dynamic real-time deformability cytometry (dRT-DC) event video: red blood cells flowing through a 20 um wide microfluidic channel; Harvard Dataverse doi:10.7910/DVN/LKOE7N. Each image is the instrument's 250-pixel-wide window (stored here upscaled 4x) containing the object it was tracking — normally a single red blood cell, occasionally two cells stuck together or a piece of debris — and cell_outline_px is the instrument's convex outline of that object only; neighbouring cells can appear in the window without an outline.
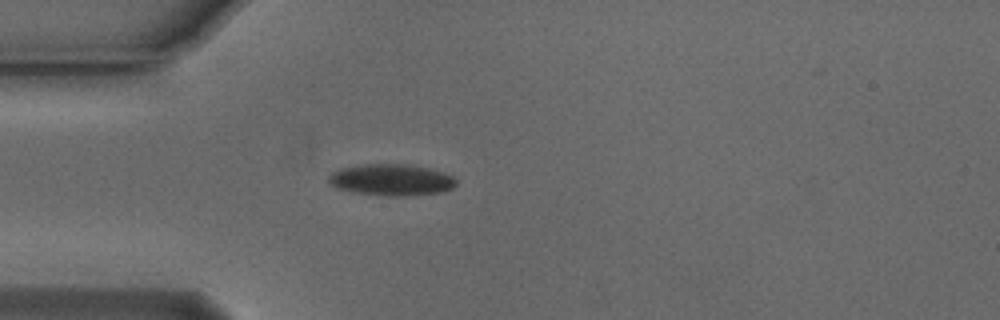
{"species": "Egyptian fruit bat (a non-hibernating species)", "species_latin": "Rousettus aegyptiacus", "temperature_condition": "cold", "stored_images_in_passage": 41, "camera_frame_rate_fps": 3000, "um_per_image_px": 0.085, "animal": {"sex": "male"}, "frame": {"image": 1, "passage_image": 1, "time_ms": 0.0, "image_size_px": [1000, 320], "cell_outline_px": [[456, 184], [452, 188], [440, 192], [404, 196], [388, 196], [352, 192], [336, 188], [328, 180], [328, 176], [332, 172], [340, 168], [364, 164], [416, 164], [444, 172], [452, 176], [456, 180]], "centroid_in_image_um": [33.27, 15.27], "position_along_channel_um": 51.7, "area_um2": 23.58}}
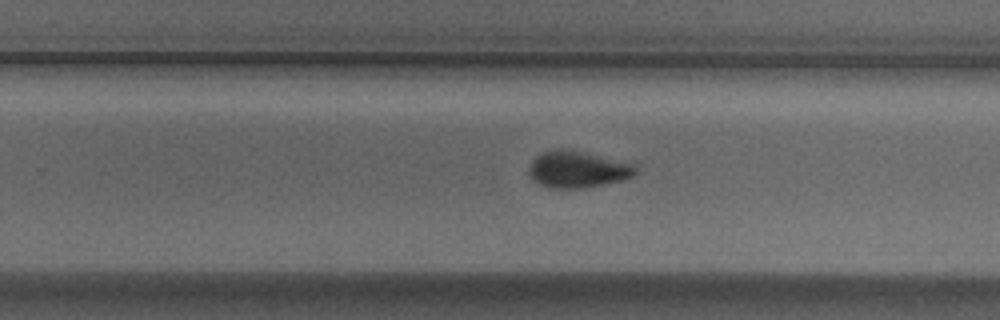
{"frame": {"image": 2, "passage_image": 20, "time_ms": 6.333, "image_size_px": [1000, 320], "cell_outline_px": [[636, 172], [632, 176], [620, 180], [584, 188], [548, 188], [540, 184], [528, 172], [528, 168], [532, 160], [540, 152], [552, 148], [568, 148], [632, 164], [636, 168]], "centroid_in_image_um": [49.02, 14.37], "position_along_channel_um": 280.8, "area_um2": 22.6}}
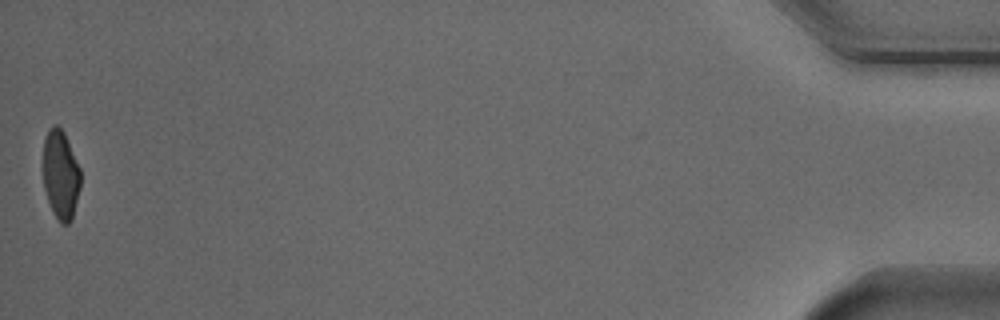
{"frame": {"image": 3, "passage_image": 40, "time_ms": 13.0, "image_size_px": [1000, 320], "cell_outline_px": [[80, 188], [72, 220], [68, 224], [60, 224], [52, 212], [44, 188], [44, 140], [48, 128], [52, 124], [56, 124], [64, 132], [80, 168]], "centroid_in_image_um": [5.16, 14.87], "position_along_channel_um": 430.0, "area_um2": 19.48}, "authors_computed_cell_mechanics": {"area_um2": 22.3108, "velocity_mm_per_s": 3.7714, "shape_relaxation_time_tau1_ms": 3.7493, "shape_relaxation_time_tau2_ms": 4.8946, "deformation_change_tau1": 0.1185, "deformation_change_tau2": 0.0809}}